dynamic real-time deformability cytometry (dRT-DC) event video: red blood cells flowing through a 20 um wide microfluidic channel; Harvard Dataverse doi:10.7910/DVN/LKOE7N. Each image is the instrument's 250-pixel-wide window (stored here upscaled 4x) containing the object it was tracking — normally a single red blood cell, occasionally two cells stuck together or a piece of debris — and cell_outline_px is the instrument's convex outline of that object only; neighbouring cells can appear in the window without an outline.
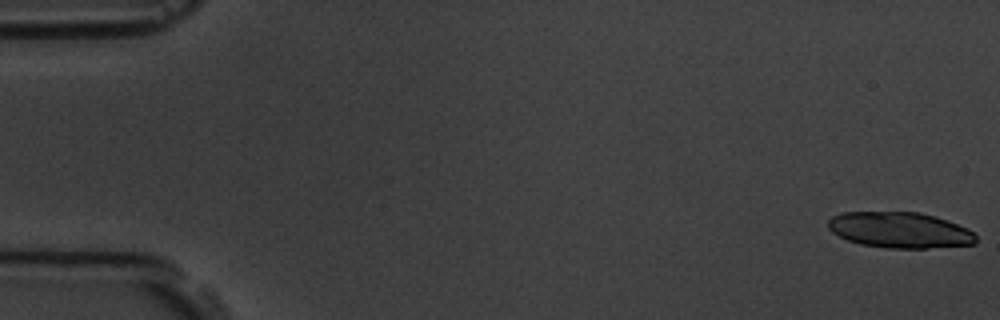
{"species": "common noctule bat (a hibernating species)", "species_latin": "Nyctalus noctula", "temperature_condition": "room temperature", "stored_images_in_passage": 56, "camera_frame_rate_fps": 3000, "um_per_image_px": 0.085, "animal": {"sex": "male", "body_mass_g": 19.5, "forearm_length_mm": 54.6}, "frame": {"image": 1, "passage_image": 1, "time_ms": 0.0, "image_size_px": [1000, 320], "cell_outline_px": [[976, 244], [928, 248], [884, 248], [860, 244], [848, 240], [832, 232], [828, 228], [828, 220], [832, 216], [840, 212], [920, 212], [936, 216], [948, 220], [968, 228], [976, 236]], "centroid_in_image_um": [76.49, 19.55], "position_along_channel_um": 8.5, "area_um2": 31.1}}